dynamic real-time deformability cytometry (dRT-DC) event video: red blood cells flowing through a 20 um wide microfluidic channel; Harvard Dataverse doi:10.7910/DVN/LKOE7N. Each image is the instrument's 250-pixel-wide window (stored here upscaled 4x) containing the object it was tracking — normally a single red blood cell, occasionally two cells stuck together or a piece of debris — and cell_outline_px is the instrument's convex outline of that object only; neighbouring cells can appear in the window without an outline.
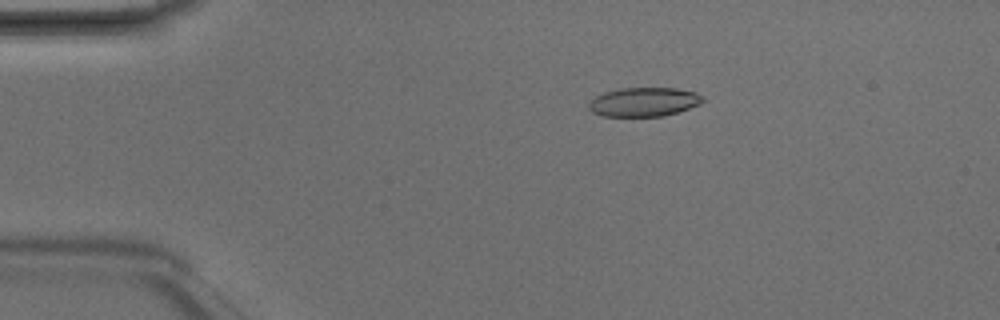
{"species": "Egyptian fruit bat (a non-hibernating species)", "species_latin": "Rousettus aegyptiacus", "temperature_condition": "room temperature", "stored_images_in_passage": 4, "camera_frame_rate_fps": 3000, "um_per_image_px": 0.085, "animal": {"sex": "male"}, "frame": {"image": 1, "passage_image": 3, "time_ms": 0.667, "image_size_px": [1000, 320], "cell_outline_px": [[704, 100], [700, 104], [664, 116], [604, 116], [592, 112], [588, 108], [588, 104], [596, 96], [604, 92], [620, 88], [676, 88], [696, 92], [704, 96]], "centroid_in_image_um": [54.74, 8.66], "position_along_channel_um": 30.3, "area_um2": 19.25}}